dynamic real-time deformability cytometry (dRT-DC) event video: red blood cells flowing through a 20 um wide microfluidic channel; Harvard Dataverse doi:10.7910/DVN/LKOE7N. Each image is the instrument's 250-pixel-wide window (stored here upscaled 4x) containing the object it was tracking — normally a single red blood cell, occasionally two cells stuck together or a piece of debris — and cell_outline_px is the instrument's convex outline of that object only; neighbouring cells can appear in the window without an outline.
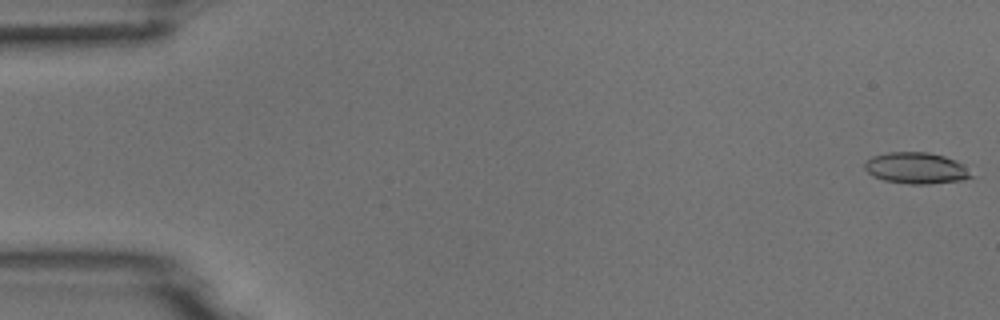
{"species": "common noctule bat (a hibernating species)", "species_latin": "Nyctalus noctula", "temperature_condition": "room temperature", "stored_images_in_passage": 12, "camera_frame_rate_fps": 3000, "um_per_image_px": 0.085, "animal": {"sex": "male", "body_mass_g": 18.8}, "frame": {"image": 1, "passage_image": 1, "time_ms": 0.0, "image_size_px": [1000, 320], "cell_outline_px": [[976, 176], [964, 180], [932, 184], [912, 184], [884, 180], [872, 176], [864, 168], [864, 164], [872, 156], [888, 152], [928, 152], [944, 156], [956, 160]], "centroid_in_image_um": [77.9, 14.29], "position_along_channel_um": 7.1, "area_um2": 19.54}}
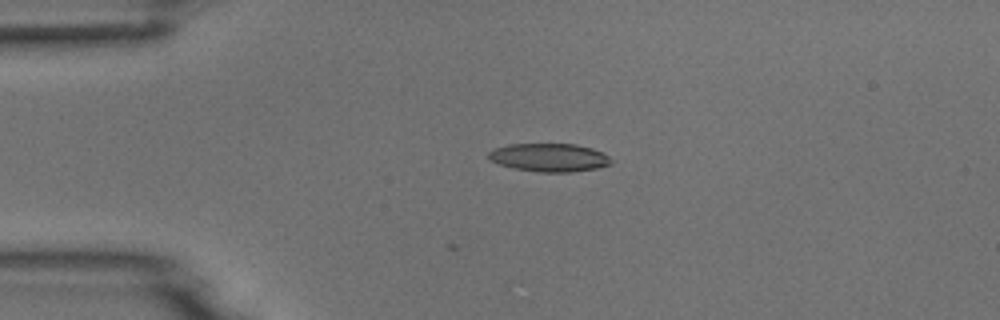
{"frame": {"image": 2, "passage_image": 12, "time_ms": 3.667, "image_size_px": [1000, 320], "cell_outline_px": [[612, 164], [596, 168], [568, 172], [536, 172], [512, 168], [488, 160], [488, 152], [496, 148], [508, 144], [576, 144], [592, 148], [604, 152], [612, 160]], "centroid_in_image_um": [46.68, 13.39], "position_along_channel_um": 38.3, "area_um2": 20.29}}